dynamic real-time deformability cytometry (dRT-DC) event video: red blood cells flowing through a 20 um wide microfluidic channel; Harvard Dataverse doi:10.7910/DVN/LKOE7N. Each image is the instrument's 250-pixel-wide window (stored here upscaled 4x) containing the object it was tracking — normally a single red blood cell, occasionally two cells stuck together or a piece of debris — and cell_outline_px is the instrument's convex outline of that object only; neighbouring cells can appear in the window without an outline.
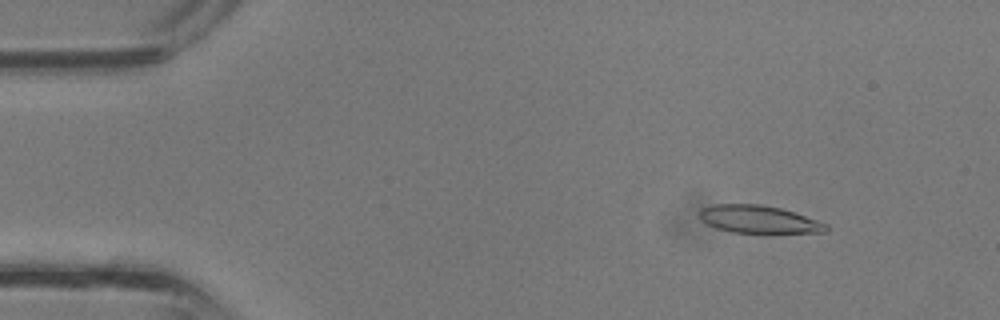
{"species": "common noctule bat (a hibernating species)", "species_latin": "Nyctalus noctula", "temperature_condition": "room temperature", "stored_images_in_passage": 36, "camera_frame_rate_fps": 3000, "um_per_image_px": 0.085, "animal": {"sex": "male", "body_mass_g": 13.3}, "frame": {"image": 1, "passage_image": 4, "time_ms": 1.0, "image_size_px": [1000, 320], "cell_outline_px": [[828, 232], [768, 236], [732, 232], [716, 228], [700, 220], [700, 208], [712, 204], [760, 204], [780, 208], [828, 224]], "centroid_in_image_um": [64.54, 18.71], "position_along_channel_um": 20.5, "area_um2": 21.5}}
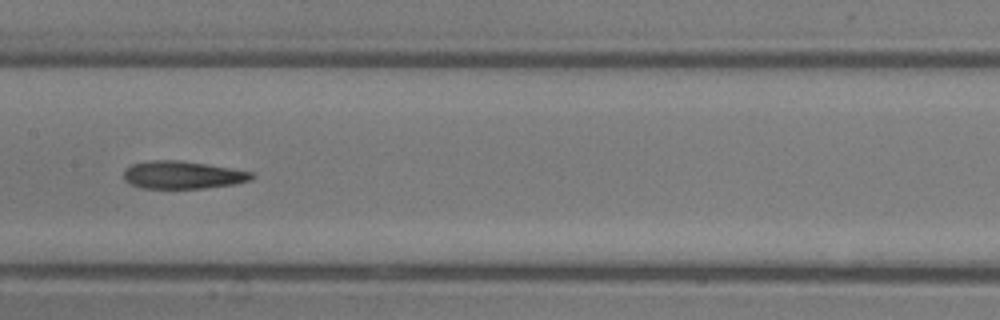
{"frame": {"image": 2, "passage_image": 18, "time_ms": 5.667, "image_size_px": [1000, 320], "cell_outline_px": [[256, 176], [252, 180], [236, 184], [204, 188], [140, 188], [124, 180], [124, 172], [132, 164], [152, 160], [180, 160], [252, 172]], "centroid_in_image_um": [15.55, 14.88], "position_along_channel_um": 191.9, "area_um2": 20.52}}
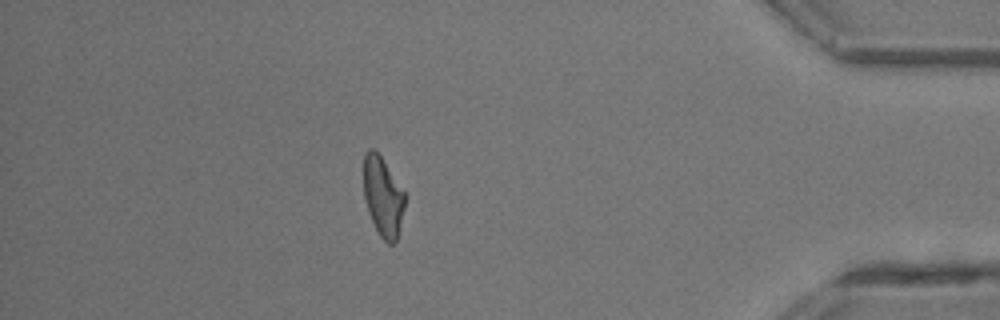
{"frame": {"image": 3, "passage_image": 32, "time_ms": 10.333, "image_size_px": [1000, 320], "cell_outline_px": [[404, 208], [396, 240], [392, 244], [388, 244], [380, 236], [372, 220], [364, 196], [364, 152], [368, 148], [372, 148], [380, 156], [404, 192]], "centroid_in_image_um": [32.53, 16.7], "position_along_channel_um": 402.7, "area_um2": 18.5}}